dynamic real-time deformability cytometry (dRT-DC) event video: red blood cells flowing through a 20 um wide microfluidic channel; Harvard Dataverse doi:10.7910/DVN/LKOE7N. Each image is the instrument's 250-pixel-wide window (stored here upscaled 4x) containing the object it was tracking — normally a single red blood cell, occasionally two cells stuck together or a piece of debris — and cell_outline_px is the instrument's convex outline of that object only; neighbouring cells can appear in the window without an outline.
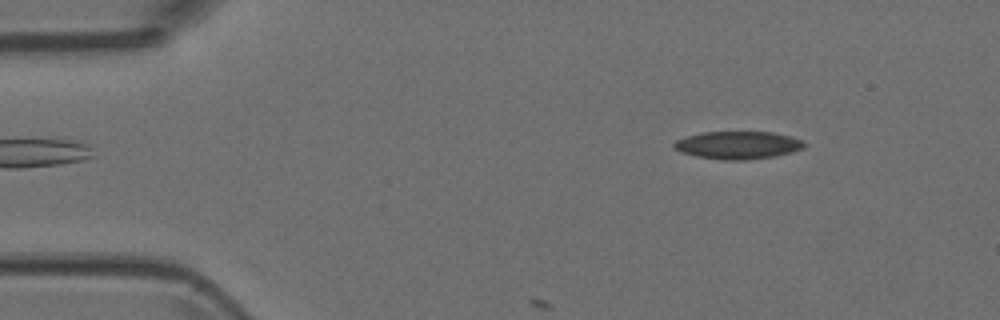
{"species": "Egyptian fruit bat (a non-hibernating species)", "species_latin": "Rousettus aegyptiacus", "temperature_condition": "room temperature", "stored_images_in_passage": 4, "camera_frame_rate_fps": 3000, "um_per_image_px": 0.085, "animal": {"sex": "female"}, "frame": {"image": 1, "passage_image": 2, "time_ms": 0.333, "image_size_px": [1000, 320], "cell_outline_px": [[808, 144], [804, 148], [792, 152], [776, 156], [744, 160], [724, 160], [696, 156], [680, 152], [672, 144], [676, 140], [700, 132], [772, 132], [792, 136], [804, 140]], "centroid_in_image_um": [62.78, 12.33], "position_along_channel_um": 22.2, "area_um2": 21.21}}